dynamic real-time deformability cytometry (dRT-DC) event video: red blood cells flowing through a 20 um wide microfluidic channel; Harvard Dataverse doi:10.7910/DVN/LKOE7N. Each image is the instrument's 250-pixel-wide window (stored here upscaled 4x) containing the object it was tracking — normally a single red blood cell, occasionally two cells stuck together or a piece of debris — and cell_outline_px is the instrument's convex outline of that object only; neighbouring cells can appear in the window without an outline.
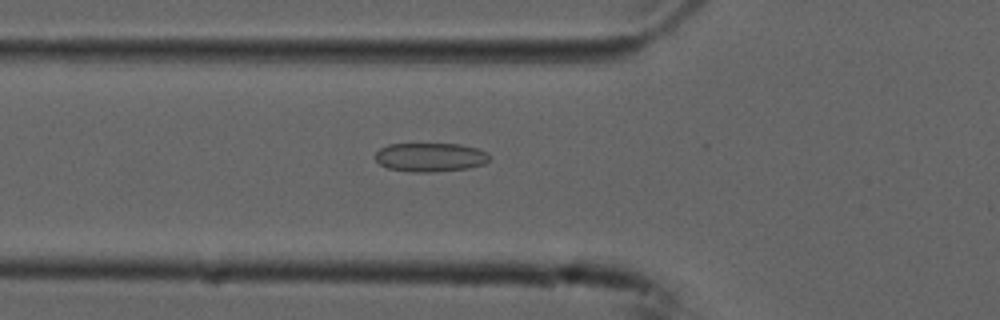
{"species": "common noctule bat (a hibernating species)", "species_latin": "Nyctalus noctula", "temperature_condition": "cold", "stored_images_in_passage": 54, "camera_frame_rate_fps": 3000, "um_per_image_px": 0.085, "animal": {"sex": "male", "forearm_length_mm": 52.5}, "frame": {"image": 1, "passage_image": 19, "time_ms": 6.0, "image_size_px": [1000, 320], "cell_outline_px": [[488, 160], [484, 164], [468, 168], [432, 172], [412, 172], [388, 168], [380, 164], [376, 160], [376, 152], [380, 148], [388, 144], [460, 144], [476, 148], [488, 152]], "centroid_in_image_um": [36.57, 13.36], "position_along_channel_um": 89.2, "area_um2": 19.13}}
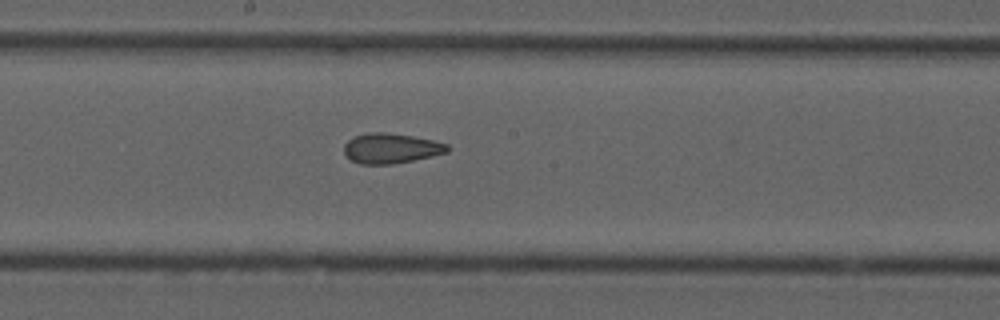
{"frame": {"image": 2, "passage_image": 29, "time_ms": 9.333, "image_size_px": [1000, 320], "cell_outline_px": [[448, 152], [432, 156], [392, 164], [360, 164], [352, 160], [344, 152], [344, 144], [348, 140], [356, 136], [368, 132], [384, 132], [412, 136], [432, 140], [448, 144]], "centroid_in_image_um": [33.22, 12.6], "position_along_channel_um": 215.0, "area_um2": 17.92}}
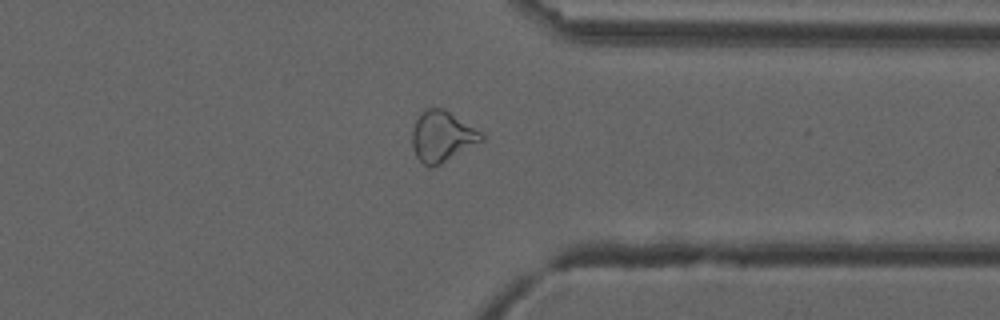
{"frame": {"image": 3, "passage_image": 42, "time_ms": 13.667, "image_size_px": [1000, 320], "cell_outline_px": [[484, 140], [440, 164], [432, 168], [424, 164], [416, 156], [412, 148], [412, 132], [416, 120], [428, 108], [444, 108], [480, 132], [484, 136]], "centroid_in_image_um": [37.56, 11.61], "position_along_channel_um": 373.8, "area_um2": 20.06}, "authors_computed_cell_mechanics": {"area_um2": 20.7213, "velocity_mm_per_s": 3.7552, "shape_relaxation_time_tau1_ms": null, "shape_relaxation_time_tau2_ms": 2.5826, "deformation_change_tau1": null, "deformation_change_tau2": 0.1016}}